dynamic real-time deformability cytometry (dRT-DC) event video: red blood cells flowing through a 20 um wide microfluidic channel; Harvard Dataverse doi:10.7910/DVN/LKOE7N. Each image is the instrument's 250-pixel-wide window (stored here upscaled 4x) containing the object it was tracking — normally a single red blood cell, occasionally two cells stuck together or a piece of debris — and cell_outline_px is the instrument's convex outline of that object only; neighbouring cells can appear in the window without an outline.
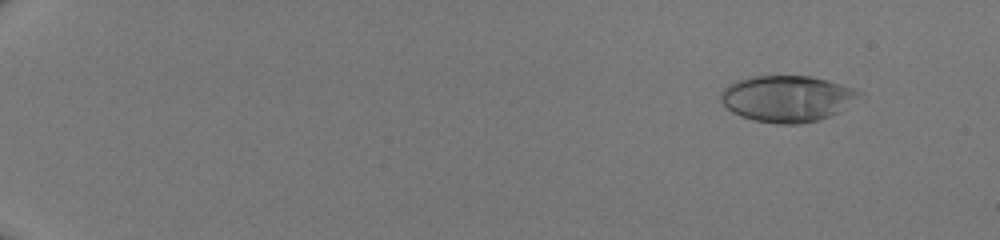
{"species": "human", "species_latin": "Homo sapiens", "temperature_condition": "room temperature", "stored_images_in_passage": 51, "camera_frame_rate_fps": 3000, "um_per_image_px": 0.085, "donor": {"sex": "male"}, "frame": {"image": 1, "passage_image": 6, "time_ms": 1.667, "image_size_px": [1000, 240], "cell_outline_px": [[868, 96], [828, 116], [816, 120], [800, 124], [776, 124], [752, 120], [740, 116], [732, 112], [720, 100], [720, 92], [728, 84], [736, 80], [752, 76], [812, 76], [828, 80], [856, 88], [864, 92]], "centroid_in_image_um": [66.96, 8.37], "position_along_channel_um": 18.0, "area_um2": 37.92}}
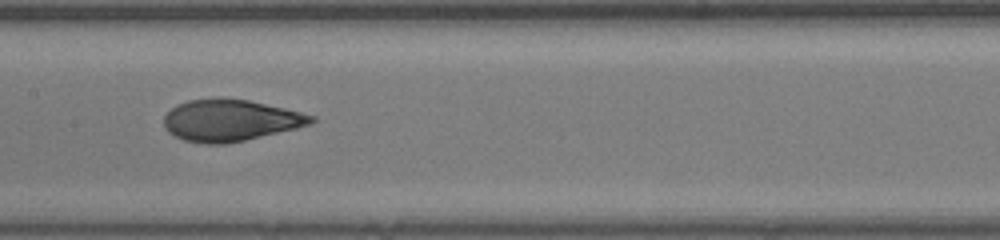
{"frame": {"image": 2, "passage_image": 30, "time_ms": 9.667, "image_size_px": [1000, 240], "cell_outline_px": [[316, 120], [312, 124], [296, 128], [244, 140], [224, 144], [204, 144], [184, 140], [168, 132], [164, 128], [164, 116], [176, 104], [188, 100], [220, 96], [248, 100], [284, 108], [316, 116]], "centroid_in_image_um": [19.55, 10.21], "position_along_channel_um": 187.8, "area_um2": 35.95}}
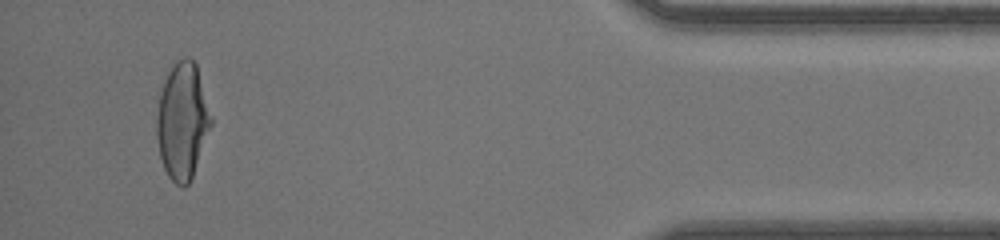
{"frame": {"image": 3, "passage_image": 49, "time_ms": 16.0, "image_size_px": [1000, 240], "cell_outline_px": [[212, 124], [192, 176], [188, 184], [184, 188], [176, 184], [168, 176], [164, 168], [160, 156], [156, 136], [156, 116], [160, 92], [164, 80], [172, 64], [176, 60], [184, 56], [188, 56], [196, 64], [212, 120]], "centroid_in_image_um": [15.48, 10.27], "position_along_channel_um": 419.7, "area_um2": 36.76}}